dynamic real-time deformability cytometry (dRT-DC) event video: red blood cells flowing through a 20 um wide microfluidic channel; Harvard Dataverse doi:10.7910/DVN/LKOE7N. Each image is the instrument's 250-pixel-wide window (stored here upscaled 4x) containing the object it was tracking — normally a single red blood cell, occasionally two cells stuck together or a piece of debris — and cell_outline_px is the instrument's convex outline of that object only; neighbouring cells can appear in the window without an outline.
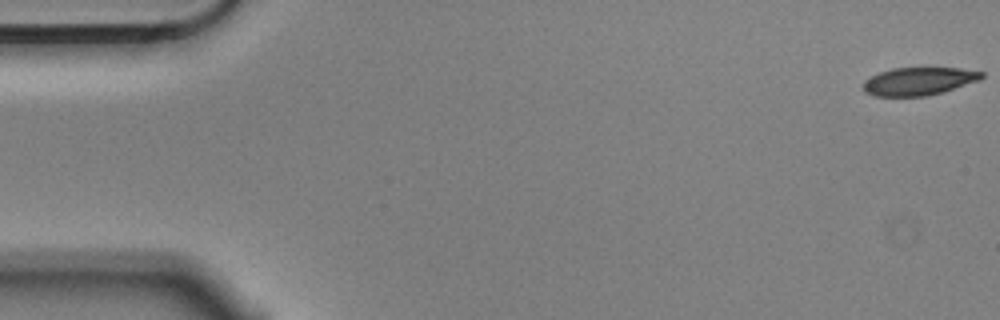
{"species": "Egyptian fruit bat (a non-hibernating species)", "species_latin": "Rousettus aegyptiacus", "temperature_condition": "cold", "stored_images_in_passage": 4, "segment_of_instrument_passage": [2, 2], "camera_frame_rate_fps": 3000, "um_per_image_px": 0.085, "animal": {"sex": "male"}, "frame": {"image": 1, "passage_image": 4, "time_ms": 1.0, "image_size_px": [1000, 320], "cell_outline_px": [[984, 76], [980, 80], [944, 92], [924, 96], [872, 96], [864, 92], [864, 80], [880, 72], [892, 68], [960, 68], [984, 72]], "centroid_in_image_um": [78.11, 6.91], "position_along_channel_um": 6.9, "area_um2": 19.31}}